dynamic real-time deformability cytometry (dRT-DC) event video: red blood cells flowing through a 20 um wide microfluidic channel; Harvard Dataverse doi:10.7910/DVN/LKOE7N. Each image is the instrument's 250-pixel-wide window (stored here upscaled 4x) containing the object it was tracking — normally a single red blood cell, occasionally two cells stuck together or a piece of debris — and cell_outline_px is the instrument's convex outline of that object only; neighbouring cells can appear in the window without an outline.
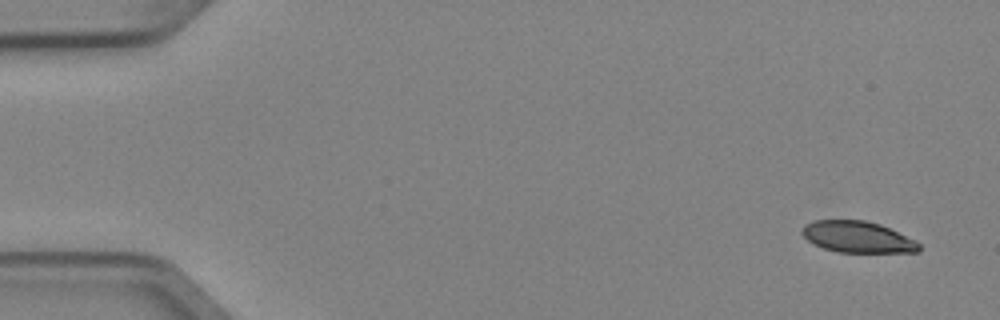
{"species": "Egyptian fruit bat (a non-hibernating species)", "species_latin": "Rousettus aegyptiacus", "temperature_condition": "cold", "stored_images_in_passage": 4, "camera_frame_rate_fps": 3000, "um_per_image_px": 0.085, "animal": {"sex": "female"}, "frame": {"image": 1, "passage_image": 1, "time_ms": 0.0, "image_size_px": [1000, 320], "cell_outline_px": [[920, 252], [836, 252], [812, 244], [800, 232], [804, 224], [812, 220], [864, 220], [880, 224], [920, 244]], "centroid_in_image_um": [72.82, 20.14], "position_along_channel_um": 12.2, "area_um2": 21.21}}
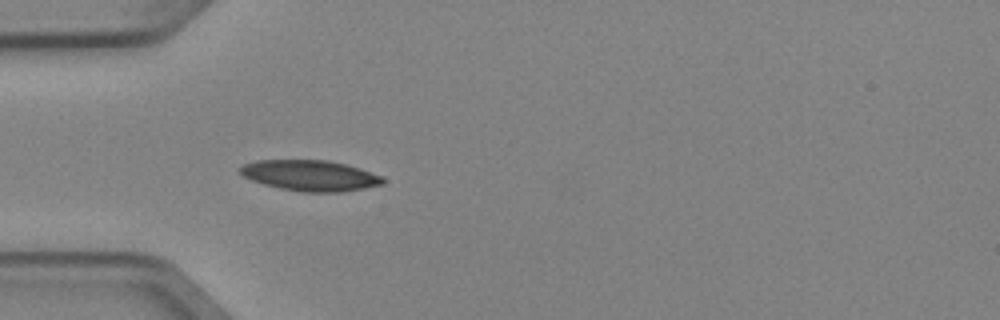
{"frame": {"image": 2, "passage_image": 4, "time_ms": 1.0, "image_size_px": [1000, 320], "cell_outline_px": [[384, 184], [364, 188], [340, 192], [300, 192], [280, 188], [264, 184], [252, 180], [244, 176], [240, 172], [240, 168], [244, 164], [256, 160], [328, 160], [360, 168], [380, 176], [384, 180]], "centroid_in_image_um": [26.36, 14.92], "position_along_channel_um": 58.6, "area_um2": 25.37}}